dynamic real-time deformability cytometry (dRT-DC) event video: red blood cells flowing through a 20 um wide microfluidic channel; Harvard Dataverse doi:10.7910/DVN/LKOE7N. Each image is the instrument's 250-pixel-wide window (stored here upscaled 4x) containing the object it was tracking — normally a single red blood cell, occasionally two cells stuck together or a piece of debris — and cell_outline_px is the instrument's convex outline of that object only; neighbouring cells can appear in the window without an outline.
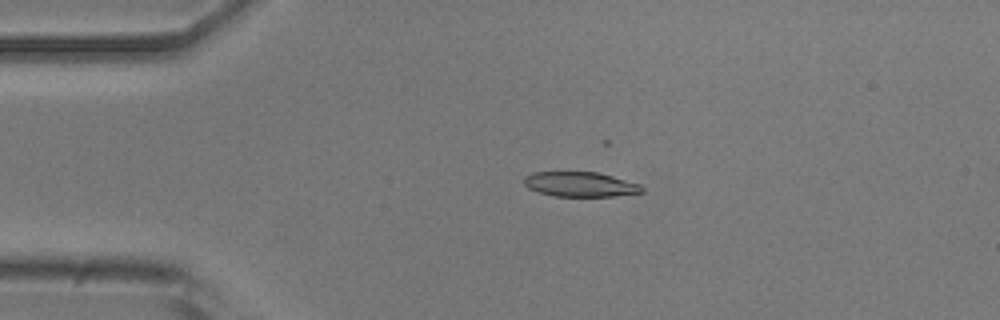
{"species": "common noctule bat (a hibernating species)", "species_latin": "Nyctalus noctula", "temperature_condition": "room temperature", "stored_images_in_passage": 52, "camera_frame_rate_fps": 3000, "um_per_image_px": 0.085, "animal": {"sex": "male", "body_mass_g": 20.5, "forearm_length_mm": 52.5}, "frame": {"image": 1, "passage_image": 11, "time_ms": 3.333, "image_size_px": [1000, 320], "cell_outline_px": [[644, 192], [612, 196], [552, 196], [536, 192], [528, 188], [524, 184], [524, 176], [532, 172], [596, 172], [612, 176], [640, 184], [644, 188]], "centroid_in_image_um": [49.28, 15.67], "position_along_channel_um": 35.7, "area_um2": 17.11}}
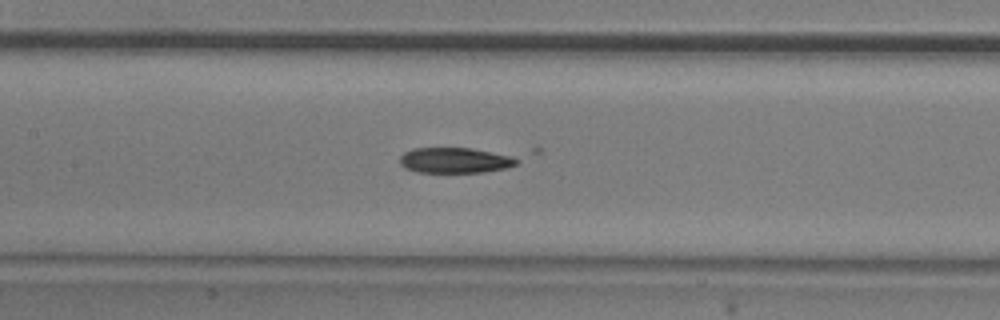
{"frame": {"image": 2, "passage_image": 24, "time_ms": 7.667, "image_size_px": [1000, 320], "cell_outline_px": [[540, 152], [508, 168], [484, 172], [416, 172], [404, 168], [400, 164], [400, 156], [404, 152], [412, 148], [540, 148]], "centroid_in_image_um": [39.42, 13.52], "position_along_channel_um": 168.0, "area_um2": 20.52}}
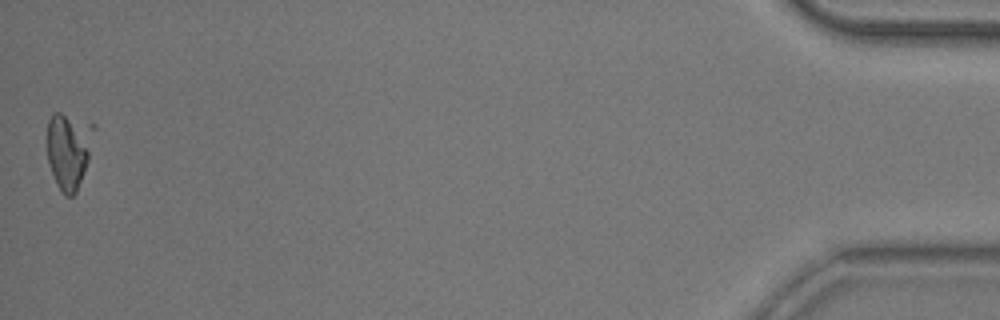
{"frame": {"image": 3, "passage_image": 52, "time_ms": 17.0, "image_size_px": [1000, 320], "cell_outline_px": [[88, 160], [84, 172], [76, 192], [72, 196], [64, 196], [52, 172], [48, 160], [48, 120], [52, 112], [60, 112], [80, 128], [88, 152]], "centroid_in_image_um": [5.64, 12.99], "position_along_channel_um": 429.6, "area_um2": 17.74}}